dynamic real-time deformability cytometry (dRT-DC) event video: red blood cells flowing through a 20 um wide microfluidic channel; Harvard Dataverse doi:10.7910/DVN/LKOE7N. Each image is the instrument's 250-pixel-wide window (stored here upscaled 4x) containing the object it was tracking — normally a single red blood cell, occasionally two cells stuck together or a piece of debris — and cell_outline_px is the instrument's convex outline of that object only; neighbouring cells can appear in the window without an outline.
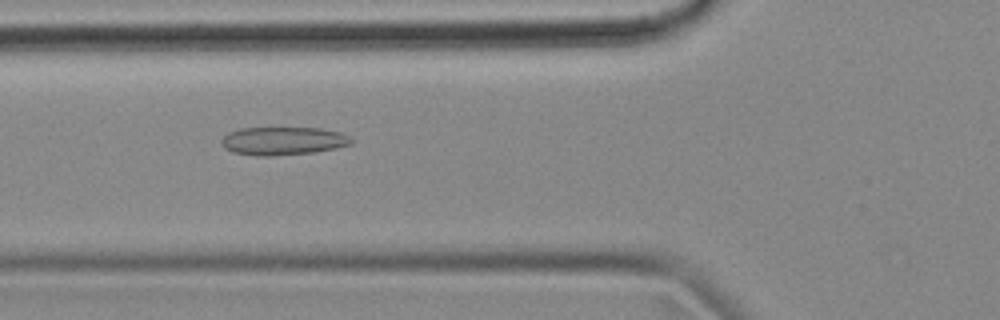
{"species": "common noctule bat (a hibernating species)", "species_latin": "Nyctalus noctula", "temperature_condition": "cold", "stored_images_in_passage": 52, "camera_frame_rate_fps": 3000, "um_per_image_px": 0.085, "animal": {"sex": "female", "body_mass_g": 18.4}, "frame": {"image": 1, "passage_image": 19, "time_ms": 6.0, "image_size_px": [1000, 320], "cell_outline_px": [[352, 144], [336, 148], [316, 152], [272, 156], [256, 156], [232, 152], [224, 148], [220, 144], [220, 140], [228, 132], [240, 128], [320, 128], [340, 132], [348, 136], [352, 140]], "centroid_in_image_um": [24.02, 11.98], "position_along_channel_um": 101.8, "area_um2": 21.5}}
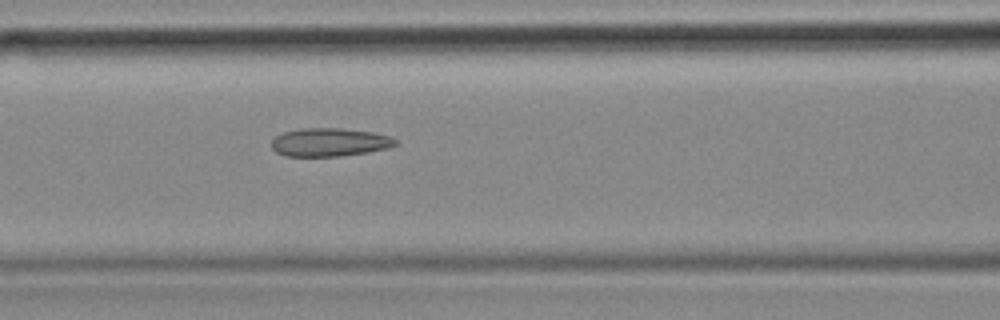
{"frame": {"image": 2, "passage_image": 22, "time_ms": 7.0, "image_size_px": [1000, 320], "cell_outline_px": [[396, 144], [388, 148], [368, 152], [340, 156], [284, 156], [276, 152], [272, 148], [272, 140], [276, 136], [284, 132], [304, 128], [340, 128], [372, 132], [388, 136], [396, 140]], "centroid_in_image_um": [27.99, 12.09], "position_along_channel_um": 138.6, "area_um2": 20.29}}
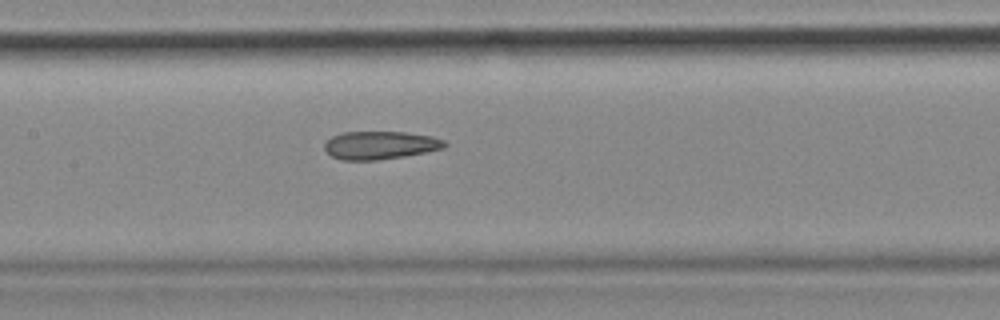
{"frame": {"image": 3, "passage_image": 25, "time_ms": 8.0, "image_size_px": [1000, 320], "cell_outline_px": [[448, 144], [444, 148], [404, 156], [376, 160], [340, 160], [332, 156], [324, 148], [324, 144], [332, 136], [344, 132], [404, 132], [432, 136], [444, 140]], "centroid_in_image_um": [32.31, 12.34], "position_along_channel_um": 175.1, "area_um2": 19.54}}